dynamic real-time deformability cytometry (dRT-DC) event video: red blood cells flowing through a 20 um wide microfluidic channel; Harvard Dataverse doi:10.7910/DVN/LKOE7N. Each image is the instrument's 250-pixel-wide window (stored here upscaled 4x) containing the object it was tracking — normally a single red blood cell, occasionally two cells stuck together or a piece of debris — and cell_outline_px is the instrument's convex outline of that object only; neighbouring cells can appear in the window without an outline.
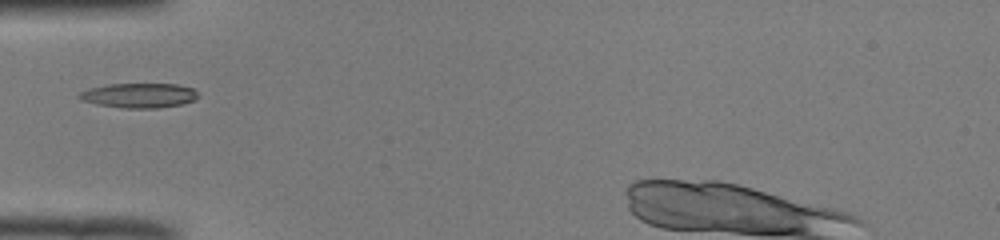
{"species": "common noctule bat (a hibernating species)", "species_latin": "Nyctalus noctula", "temperature_condition": "room temperature", "stored_images_in_passage": 32, "camera_frame_rate_fps": 3000, "um_per_image_px": 0.085, "animal": {"sex": "male", "body_mass_g": 19.0, "forearm_length_mm": 50.8}, "frame": {"image": 1, "passage_image": 1, "time_ms": 0.0, "image_size_px": [1000, 240], "cell_outline_px": [[200, 96], [196, 100], [180, 104], [156, 108], [124, 108], [96, 104], [80, 100], [76, 96], [80, 92], [88, 88], [108, 84], [176, 84], [192, 88]], "centroid_in_image_um": [11.79, 8.11], "position_along_channel_um": 73.2, "area_um2": 17.17}}
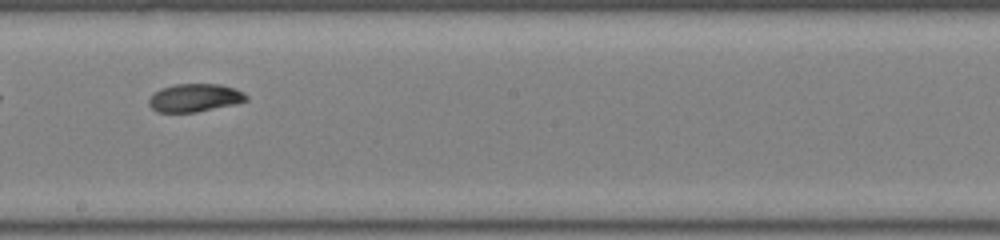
{"frame": {"image": 2, "passage_image": 13, "time_ms": 4.0, "image_size_px": [1000, 240], "cell_outline_px": [[248, 100], [236, 104], [196, 112], [156, 112], [148, 104], [148, 100], [160, 88], [176, 84], [220, 84], [244, 92], [248, 96]], "centroid_in_image_um": [16.56, 8.31], "position_along_channel_um": 231.6, "area_um2": 15.9}}
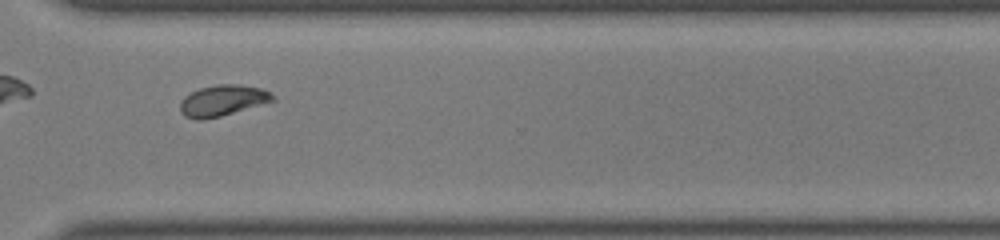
{"frame": {"image": 3, "passage_image": 22, "time_ms": 7.0, "image_size_px": [1000, 240], "cell_outline_px": [[276, 100], [220, 116], [204, 120], [196, 120], [184, 116], [180, 112], [180, 100], [184, 96], [200, 88], [216, 84], [240, 84], [260, 88], [268, 92]], "centroid_in_image_um": [18.86, 8.55], "position_along_channel_um": 351.7, "area_um2": 16.65}}